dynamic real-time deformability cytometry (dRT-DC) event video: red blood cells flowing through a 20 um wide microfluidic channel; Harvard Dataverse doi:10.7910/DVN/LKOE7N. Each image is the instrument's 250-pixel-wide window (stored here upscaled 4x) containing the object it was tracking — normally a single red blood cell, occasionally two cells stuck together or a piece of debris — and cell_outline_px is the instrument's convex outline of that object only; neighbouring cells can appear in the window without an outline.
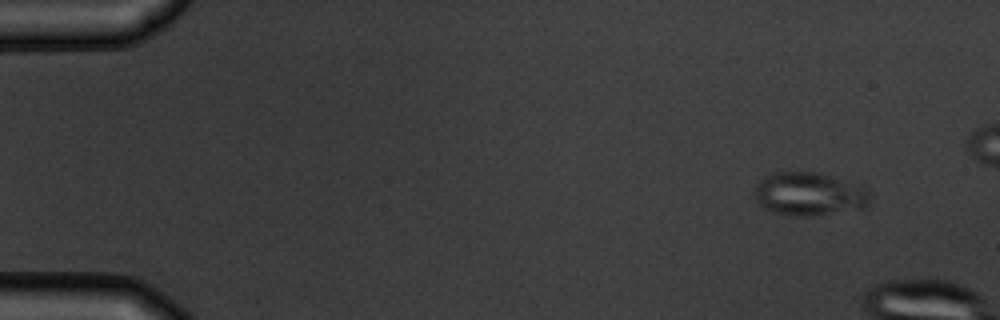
{"species": "common noctule bat (a hibernating species)", "species_latin": "Nyctalus noctula", "temperature_condition": "warm", "stored_images_in_passage": 3, "camera_frame_rate_fps": 3000, "um_per_image_px": 0.085, "animal": {"sex": "male", "body_mass_g": 19.5, "forearm_length_mm": 54.6}, "frame": {"image": 1, "passage_image": 1, "time_ms": 0.0, "image_size_px": [1000, 320], "cell_outline_px": [[868, 204], [864, 208], [812, 216], [788, 216], [772, 212], [764, 208], [756, 200], [752, 192], [752, 188], [764, 176], [772, 172], [816, 172], [868, 188]], "centroid_in_image_um": [68.7, 16.5], "position_along_channel_um": 16.3, "area_um2": 29.25}}